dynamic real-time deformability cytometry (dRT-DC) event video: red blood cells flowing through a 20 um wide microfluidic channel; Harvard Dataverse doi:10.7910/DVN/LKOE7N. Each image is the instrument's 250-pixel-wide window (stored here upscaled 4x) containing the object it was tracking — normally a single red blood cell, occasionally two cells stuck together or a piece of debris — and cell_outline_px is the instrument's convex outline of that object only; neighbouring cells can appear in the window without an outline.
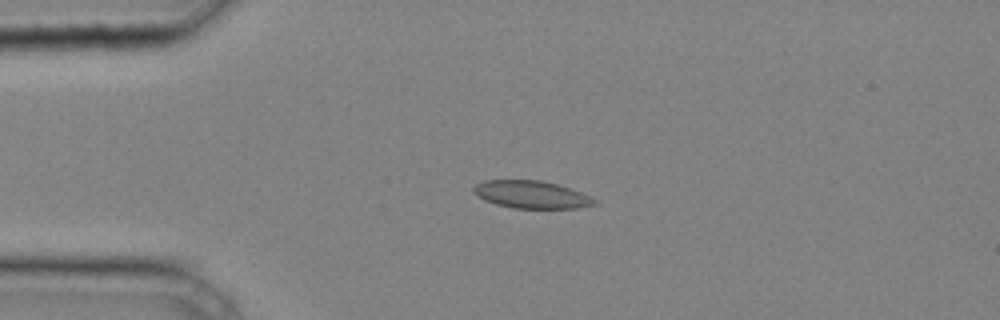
{"species": "common noctule bat (a hibernating species)", "species_latin": "Nyctalus noctula", "temperature_condition": "cold", "stored_images_in_passage": 32, "camera_frame_rate_fps": 3000, "um_per_image_px": 0.085, "animal": {"sex": "male", "body_mass_g": 20.4}, "frame": {"image": 1, "passage_image": 1, "time_ms": 0.0, "image_size_px": [1000, 320], "cell_outline_px": [[600, 204], [576, 208], [512, 208], [496, 204], [484, 200], [472, 192], [472, 188], [476, 184], [484, 180], [540, 180], [556, 184], [580, 192], [596, 200]], "centroid_in_image_um": [45.14, 16.54], "position_along_channel_um": 39.9, "area_um2": 19.36}}
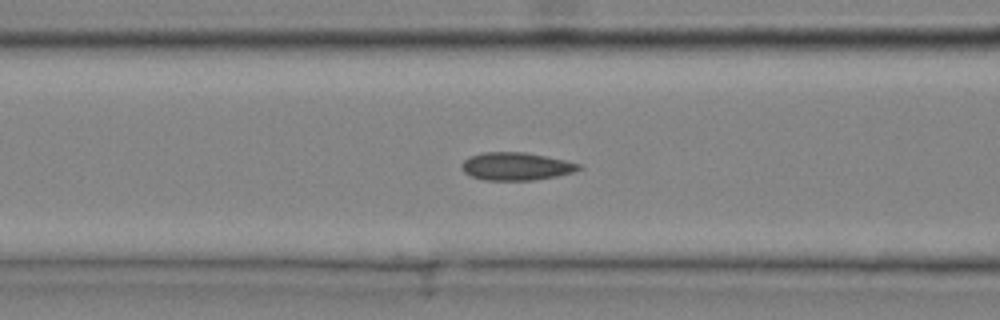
{"frame": {"image": 2, "passage_image": 8, "time_ms": 2.333, "image_size_px": [1000, 320], "cell_outline_px": [[584, 168], [572, 172], [556, 176], [532, 180], [484, 180], [472, 176], [464, 172], [460, 168], [460, 164], [468, 156], [484, 152], [524, 152], [564, 160], [580, 164]], "centroid_in_image_um": [43.83, 14.13], "position_along_channel_um": 122.8, "area_um2": 18.96}}
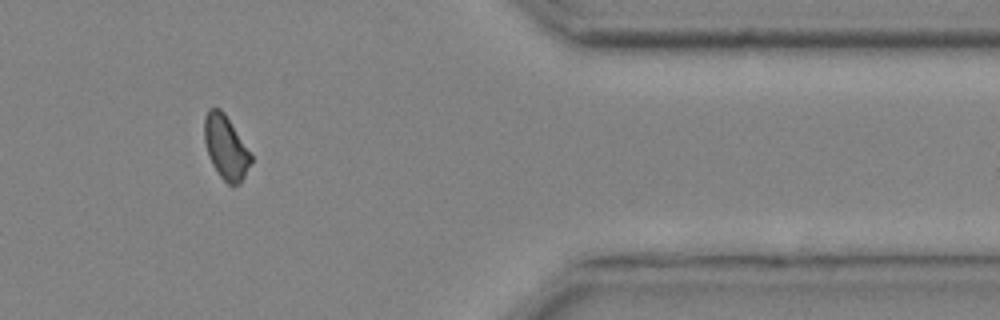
{"frame": {"image": 3, "passage_image": 27, "time_ms": 8.667, "image_size_px": [1000, 320], "cell_outline_px": [[252, 160], [240, 184], [232, 188], [220, 176], [212, 164], [208, 156], [204, 140], [204, 116], [208, 108], [220, 108], [224, 112], [252, 156]], "centroid_in_image_um": [19.17, 12.54], "position_along_channel_um": 392.2, "area_um2": 17.28}}